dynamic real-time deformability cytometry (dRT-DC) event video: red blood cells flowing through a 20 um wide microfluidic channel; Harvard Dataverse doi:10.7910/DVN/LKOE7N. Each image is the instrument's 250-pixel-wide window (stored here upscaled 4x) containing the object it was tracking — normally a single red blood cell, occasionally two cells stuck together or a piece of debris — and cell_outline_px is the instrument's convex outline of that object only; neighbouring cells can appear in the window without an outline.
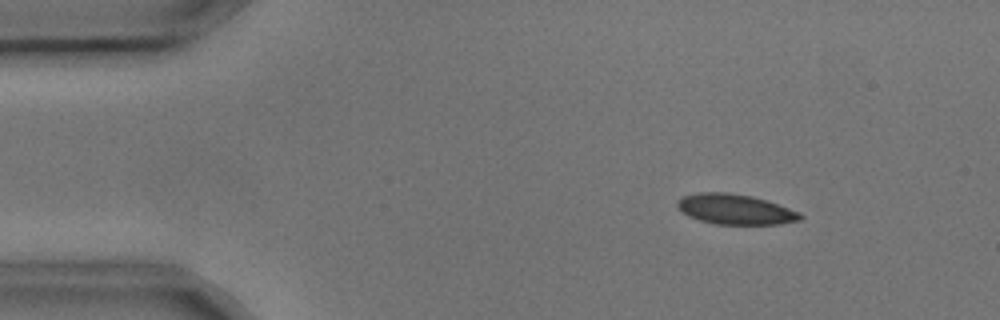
{"species": "common noctule bat (a hibernating species)", "species_latin": "Nyctalus noctula", "temperature_condition": "cold", "stored_images_in_passage": 3, "camera_frame_rate_fps": 3000, "um_per_image_px": 0.085, "animal": {"sex": "male", "body_mass_g": 17.9, "forearm_length_mm": 54.2}, "frame": {"image": 1, "passage_image": 1, "time_ms": 0.0, "image_size_px": [1000, 320], "cell_outline_px": [[804, 216], [800, 220], [780, 224], [716, 224], [700, 220], [688, 216], [676, 204], [676, 200], [684, 196], [700, 192], [728, 192], [752, 196], [800, 212]], "centroid_in_image_um": [62.49, 17.79], "position_along_channel_um": 22.5, "area_um2": 21.44}}